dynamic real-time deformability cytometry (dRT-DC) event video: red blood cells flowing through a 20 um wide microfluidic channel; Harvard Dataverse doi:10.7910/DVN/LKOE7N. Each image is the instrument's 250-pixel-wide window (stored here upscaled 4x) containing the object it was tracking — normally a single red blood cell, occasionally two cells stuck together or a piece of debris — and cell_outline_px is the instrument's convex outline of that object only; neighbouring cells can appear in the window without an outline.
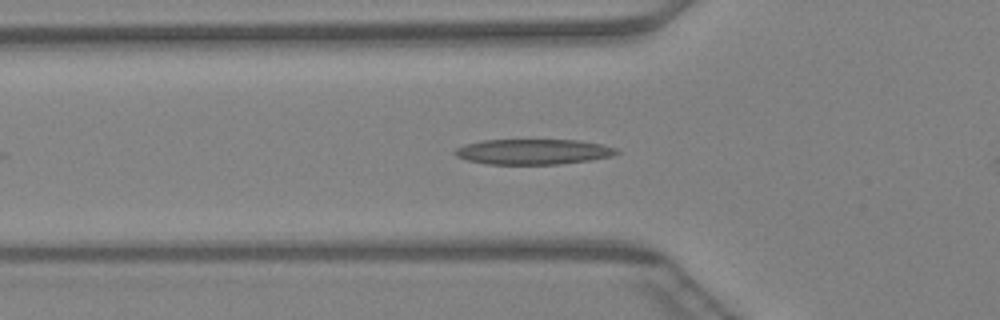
{"species": "Egyptian fruit bat (a non-hibernating species)", "species_latin": "Rousettus aegyptiacus", "temperature_condition": "warm", "stored_images_in_passage": 34, "camera_frame_rate_fps": 3000, "um_per_image_px": 0.085, "animal": {"sex": "female"}, "frame": {"image": 1, "passage_image": 6, "time_ms": 1.667, "image_size_px": [1000, 320], "cell_outline_px": [[620, 152], [612, 156], [592, 160], [560, 164], [488, 164], [468, 160], [456, 156], [452, 152], [456, 148], [464, 144], [484, 140], [576, 140], [600, 144], [616, 148]], "centroid_in_image_um": [45.31, 12.9], "position_along_channel_um": 80.5, "area_um2": 23.87}}
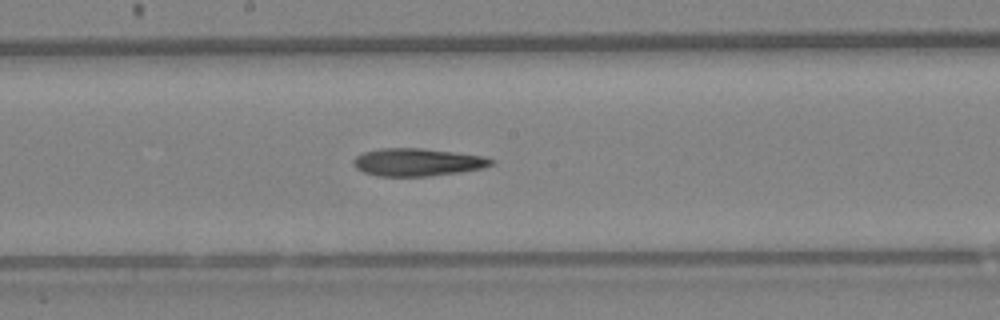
{"frame": {"image": 2, "passage_image": 15, "time_ms": 4.667, "image_size_px": [1000, 320], "cell_outline_px": [[496, 160], [492, 164], [480, 168], [460, 172], [428, 176], [376, 176], [364, 172], [356, 168], [352, 164], [352, 160], [356, 156], [364, 152], [380, 148], [424, 148], [484, 156]], "centroid_in_image_um": [35.45, 13.78], "position_along_channel_um": 212.7, "area_um2": 22.25}}
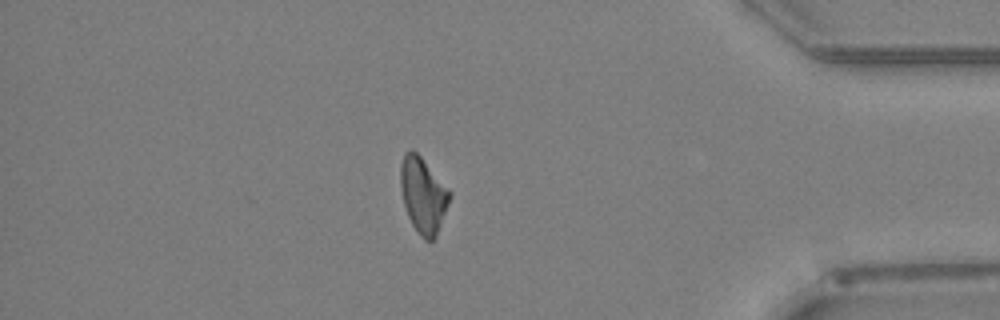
{"frame": {"image": 3, "passage_image": 30, "time_ms": 9.667, "image_size_px": [1000, 320], "cell_outline_px": [[452, 192], [448, 204], [436, 236], [432, 240], [424, 240], [420, 236], [412, 224], [408, 216], [404, 204], [400, 188], [400, 164], [404, 152], [412, 148], [420, 156]], "centroid_in_image_um": [35.94, 16.56], "position_along_channel_um": 399.3, "area_um2": 21.56}}